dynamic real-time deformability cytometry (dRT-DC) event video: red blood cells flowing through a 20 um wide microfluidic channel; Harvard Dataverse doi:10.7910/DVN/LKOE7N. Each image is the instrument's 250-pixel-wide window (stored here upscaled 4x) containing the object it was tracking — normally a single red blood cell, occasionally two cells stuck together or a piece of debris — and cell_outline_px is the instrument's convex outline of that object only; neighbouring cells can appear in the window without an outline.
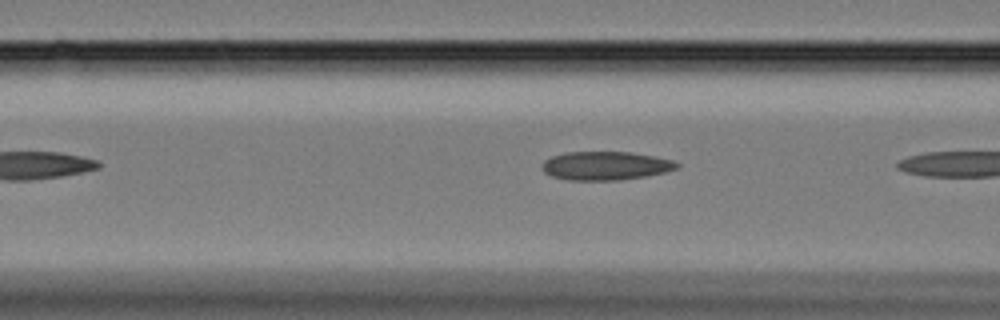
{"species": "Egyptian fruit bat (a non-hibernating species)", "species_latin": "Rousettus aegyptiacus", "temperature_condition": "cold", "stored_images_in_passage": 9, "camera_frame_rate_fps": 3000, "um_per_image_px": 0.085, "animal": {"sex": "female"}, "frame": {"image": 1, "passage_image": 7, "time_ms": 2.0, "image_size_px": [1000, 320], "cell_outline_px": [[680, 164], [676, 168], [664, 172], [644, 176], [620, 180], [568, 180], [552, 176], [544, 172], [544, 160], [552, 156], [564, 152], [628, 152], [652, 156], [672, 160]], "centroid_in_image_um": [51.45, 14.09], "position_along_channel_um": 115.2, "area_um2": 22.14}}